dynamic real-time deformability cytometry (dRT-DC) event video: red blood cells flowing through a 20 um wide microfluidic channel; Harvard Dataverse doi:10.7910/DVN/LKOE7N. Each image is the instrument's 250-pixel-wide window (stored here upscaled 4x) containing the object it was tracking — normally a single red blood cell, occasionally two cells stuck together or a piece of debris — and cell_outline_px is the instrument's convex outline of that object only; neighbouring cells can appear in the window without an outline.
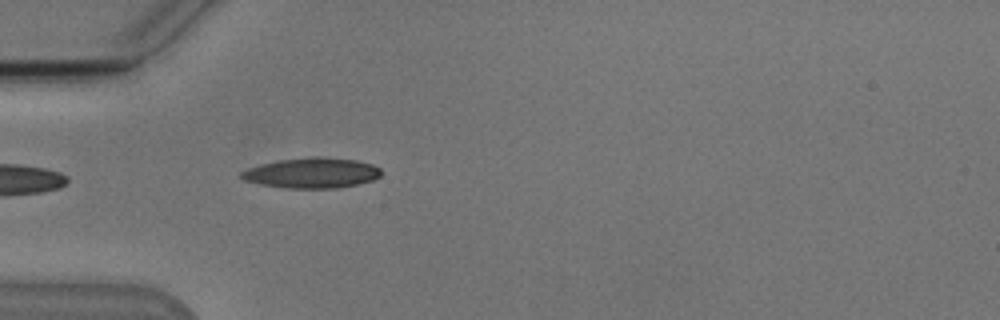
{"species": "Egyptian fruit bat (a non-hibernating species)", "species_latin": "Rousettus aegyptiacus", "temperature_condition": "cold", "stored_images_in_passage": 40, "camera_frame_rate_fps": 3000, "um_per_image_px": 0.085, "animal": {"sex": "male"}, "frame": {"image": 1, "passage_image": 3, "time_ms": 0.667, "image_size_px": [1000, 320], "cell_outline_px": [[380, 176], [372, 180], [356, 184], [336, 188], [288, 188], [260, 184], [244, 180], [240, 176], [240, 172], [248, 168], [260, 164], [280, 160], [312, 156], [316, 156], [356, 160], [372, 164], [380, 168]], "centroid_in_image_um": [26.49, 14.69], "position_along_channel_um": 58.5, "area_um2": 24.57}}
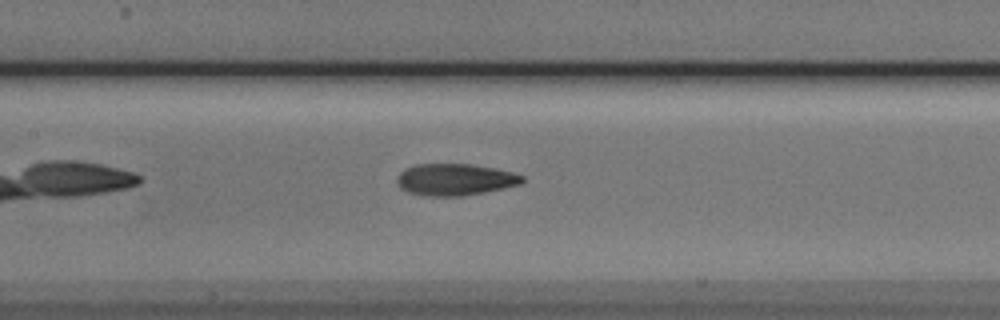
{"frame": {"image": 2, "passage_image": 12, "time_ms": 3.667, "image_size_px": [1000, 320], "cell_outline_px": [[524, 180], [520, 184], [504, 188], [464, 196], [424, 196], [408, 192], [400, 188], [396, 180], [396, 176], [404, 168], [416, 164], [472, 164], [496, 168], [512, 172], [524, 176]], "centroid_in_image_um": [38.65, 15.26], "position_along_channel_um": 168.7, "area_um2": 23.41}}
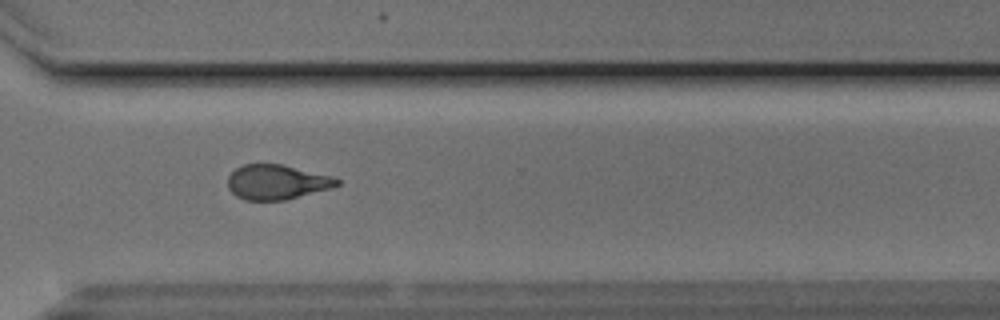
{"frame": {"image": 3, "passage_image": 26, "time_ms": 8.333, "image_size_px": [1000, 320], "cell_outline_px": [[340, 184], [332, 188], [284, 200], [244, 200], [236, 196], [228, 188], [228, 176], [236, 168], [244, 164], [280, 164], [332, 176], [340, 180]], "centroid_in_image_um": [23.52, 15.48], "position_along_channel_um": 347.1, "area_um2": 22.02}, "authors_computed_cell_mechanics": {"area_um2": 22.9466, "velocity_mm_per_s": 3.8312, "shape_relaxation_time_tau1_ms": 6.1751, "shape_relaxation_time_tau2_ms": 2.3508, "deformation_change_tau1": 0.1767, "deformation_change_tau2": 0.1089}}